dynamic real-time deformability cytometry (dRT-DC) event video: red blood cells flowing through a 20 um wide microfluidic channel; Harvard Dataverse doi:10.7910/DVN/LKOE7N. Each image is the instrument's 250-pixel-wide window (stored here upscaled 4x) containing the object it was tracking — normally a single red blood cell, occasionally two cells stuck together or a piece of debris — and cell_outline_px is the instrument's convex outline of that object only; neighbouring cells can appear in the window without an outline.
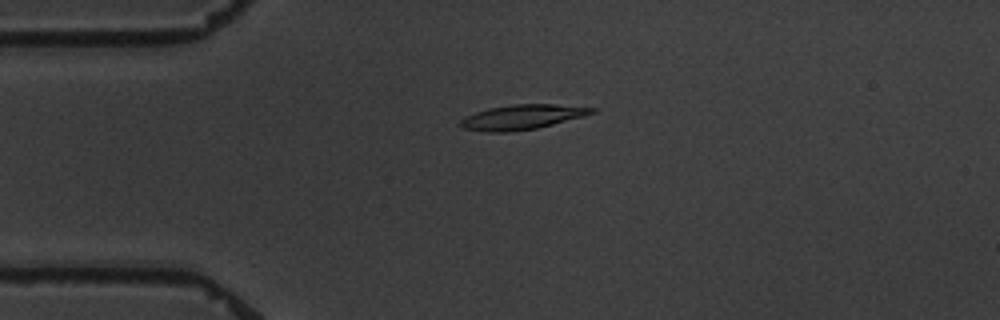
{"species": "common noctule bat (a hibernating species)", "species_latin": "Nyctalus noctula", "temperature_condition": "warm", "stored_images_in_passage": 4, "camera_frame_rate_fps": 3000, "um_per_image_px": 0.085, "animal": {"sex": "male", "body_mass_g": 19.5, "forearm_length_mm": 54.6}, "frame": {"image": 1, "passage_image": 3, "time_ms": 3.667, "image_size_px": [1000, 320], "cell_outline_px": [[596, 112], [584, 116], [536, 128], [508, 132], [484, 132], [460, 128], [460, 120], [464, 116], [488, 108], [512, 104], [556, 104], [596, 108]], "centroid_in_image_um": [44.33, 9.95], "position_along_channel_um": 40.7, "area_um2": 19.02}}